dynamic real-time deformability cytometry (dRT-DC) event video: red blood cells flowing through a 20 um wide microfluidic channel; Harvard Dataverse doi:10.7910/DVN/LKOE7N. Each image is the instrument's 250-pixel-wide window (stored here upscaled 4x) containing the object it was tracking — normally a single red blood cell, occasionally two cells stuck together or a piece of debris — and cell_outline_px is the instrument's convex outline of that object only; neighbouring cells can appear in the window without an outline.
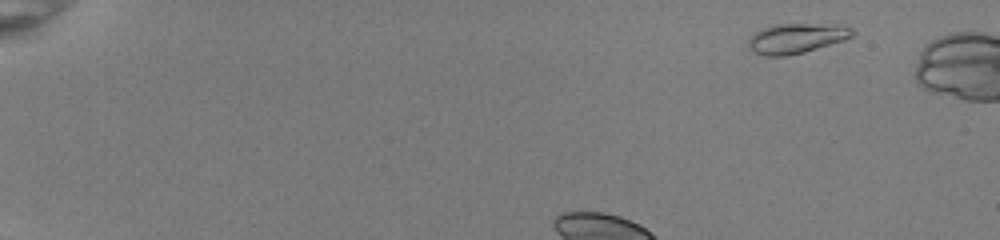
{"species": "common noctule bat (a hibernating species)", "species_latin": "Nyctalus noctula", "temperature_condition": "room temperature", "stored_images_in_passage": 39, "camera_frame_rate_fps": 3000, "um_per_image_px": 0.085, "animal": {"sex": "female", "body_mass_g": 22.0, "forearm_length_mm": 56.7}, "frame": {"image": 1, "passage_image": 4, "time_ms": 1.0, "image_size_px": [1000, 240], "cell_outline_px": [[856, 32], [852, 36], [844, 40], [804, 52], [788, 56], [764, 56], [752, 52], [748, 48], [748, 36], [760, 28], [772, 24], [840, 24], [852, 28]], "centroid_in_image_um": [67.65, 3.25], "position_along_channel_um": 17.4, "area_um2": 18.61}}
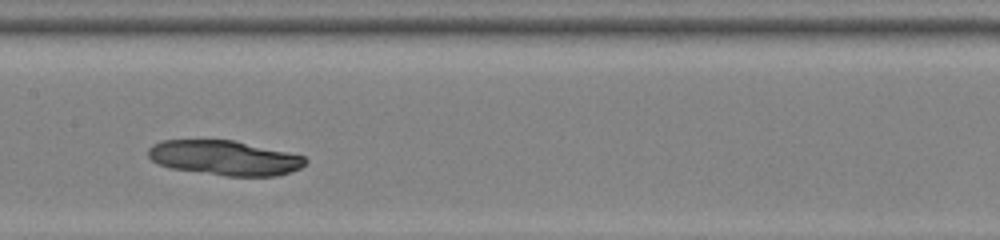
{"frame": {"image": 2, "passage_image": 22, "time_ms": 7.0, "image_size_px": [1000, 240], "cell_outline_px": [[308, 160], [300, 168], [276, 176], [228, 176], [172, 168], [160, 164], [152, 160], [148, 156], [148, 148], [152, 144], [160, 140], [232, 140], [304, 156]], "centroid_in_image_um": [19.06, 13.41], "position_along_channel_um": 188.3, "area_um2": 31.44}}
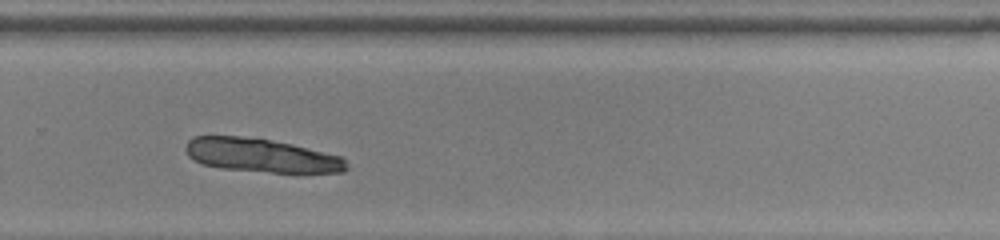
{"frame": {"image": 3, "passage_image": 31, "time_ms": 10.0, "image_size_px": [1000, 240], "cell_outline_px": [[348, 168], [344, 172], [300, 176], [220, 168], [200, 164], [192, 160], [188, 156], [188, 140], [196, 136], [240, 136], [268, 140], [292, 144], [340, 156], [348, 164]], "centroid_in_image_um": [22.32, 13.28], "position_along_channel_um": 307.5, "area_um2": 32.54}}